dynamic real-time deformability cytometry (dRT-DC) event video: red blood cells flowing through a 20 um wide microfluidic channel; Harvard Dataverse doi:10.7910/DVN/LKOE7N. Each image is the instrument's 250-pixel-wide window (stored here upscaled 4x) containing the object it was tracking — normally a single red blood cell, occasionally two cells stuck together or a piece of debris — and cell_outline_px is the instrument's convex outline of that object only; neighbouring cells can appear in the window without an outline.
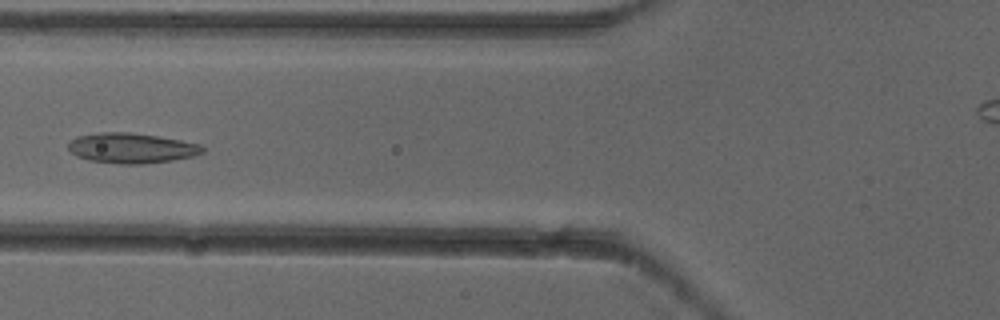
{"species": "common noctule bat (a hibernating species)", "species_latin": "Nyctalus noctula", "temperature_condition": "cold", "stored_images_in_passage": 5, "camera_frame_rate_fps": 3000, "um_per_image_px": 0.085, "animal": {"sex": "female"}, "frame": {"image": 1, "passage_image": 4, "time_ms": 1.0, "image_size_px": [1000, 320], "cell_outline_px": [[204, 152], [192, 156], [172, 160], [144, 164], [120, 164], [88, 160], [76, 156], [68, 148], [68, 144], [76, 136], [100, 132], [128, 132], [156, 136], [204, 144]], "centroid_in_image_um": [11.18, 12.59], "position_along_channel_um": 114.6, "area_um2": 23.64}}
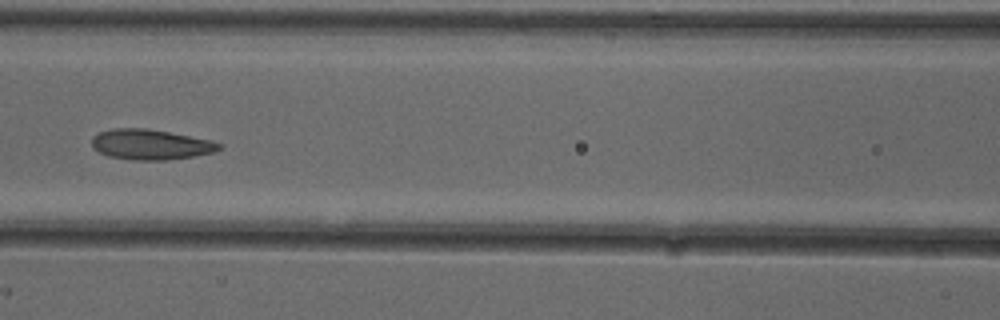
{"frame": {"image": 2, "passage_image": 5, "time_ms": 1.333, "image_size_px": [1000, 320], "cell_outline_px": [[224, 144], [220, 148], [212, 152], [196, 156], [168, 160], [132, 160], [108, 156], [92, 148], [92, 136], [100, 132], [116, 128], [148, 128], [212, 140]], "centroid_in_image_um": [12.81, 12.28], "position_along_channel_um": 153.8, "area_um2": 22.6}}